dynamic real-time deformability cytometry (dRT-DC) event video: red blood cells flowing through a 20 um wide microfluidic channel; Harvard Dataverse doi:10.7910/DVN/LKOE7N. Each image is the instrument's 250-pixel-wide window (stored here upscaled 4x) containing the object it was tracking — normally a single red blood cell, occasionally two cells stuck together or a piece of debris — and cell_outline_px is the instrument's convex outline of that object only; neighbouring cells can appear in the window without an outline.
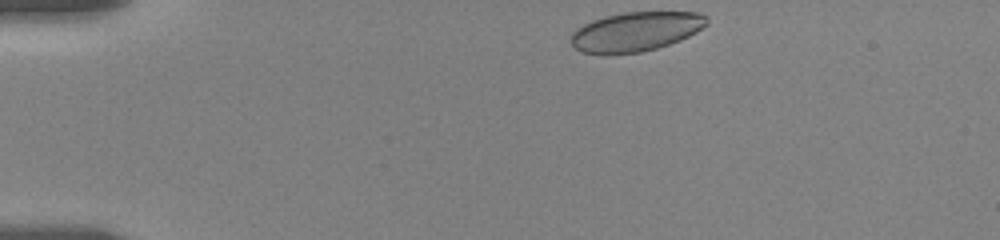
{"species": "human", "species_latin": "Homo sapiens", "temperature_condition": "room temperature", "stored_images_in_passage": 11, "camera_frame_rate_fps": 3000, "um_per_image_px": 0.085, "donor": {"sex": "female"}, "frame": {"image": 1, "passage_image": 1, "time_ms": 0.0, "image_size_px": [1000, 240], "cell_outline_px": [[708, 24], [696, 32], [680, 40], [656, 48], [640, 52], [604, 56], [580, 52], [572, 44], [572, 32], [576, 28], [592, 20], [604, 16], [624, 12], [700, 12], [708, 16]], "centroid_in_image_um": [54.02, 2.7], "position_along_channel_um": 31.0, "area_um2": 31.56}}
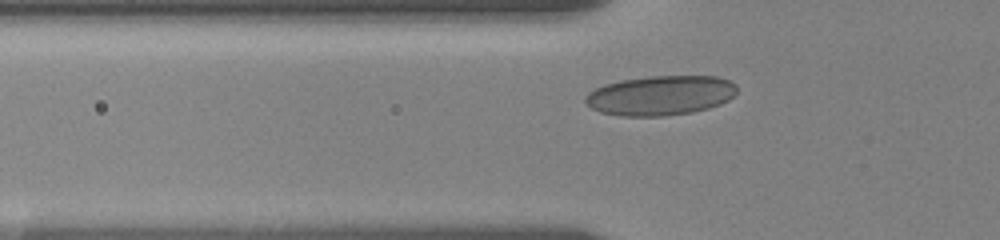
{"frame": {"image": 2, "passage_image": 7, "time_ms": 3.0, "image_size_px": [1000, 240], "cell_outline_px": [[736, 92], [728, 100], [720, 104], [708, 108], [692, 112], [664, 116], [620, 116], [600, 112], [592, 108], [584, 100], [584, 96], [588, 92], [604, 84], [620, 80], [648, 76], [716, 76], [728, 80], [736, 84]], "centroid_in_image_um": [56.12, 8.11], "position_along_channel_um": 69.7, "area_um2": 35.14}}
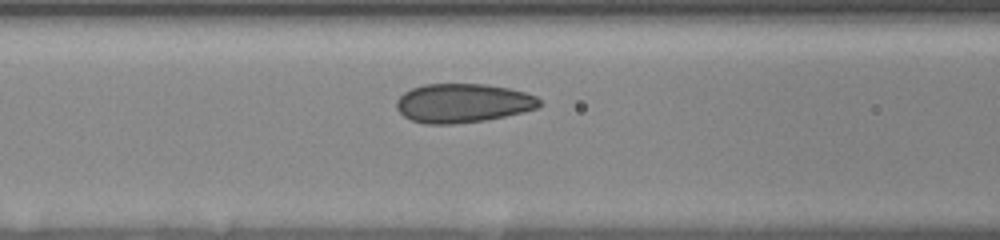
{"frame": {"image": 3, "passage_image": 10, "time_ms": 4.667, "image_size_px": [1000, 240], "cell_outline_px": [[540, 104], [536, 108], [504, 116], [484, 120], [452, 124], [428, 124], [412, 120], [404, 116], [396, 108], [396, 100], [404, 92], [412, 88], [424, 84], [484, 84], [508, 88], [524, 92], [536, 96], [540, 100]], "centroid_in_image_um": [39.3, 8.76], "position_along_channel_um": 127.3, "area_um2": 32.19}}